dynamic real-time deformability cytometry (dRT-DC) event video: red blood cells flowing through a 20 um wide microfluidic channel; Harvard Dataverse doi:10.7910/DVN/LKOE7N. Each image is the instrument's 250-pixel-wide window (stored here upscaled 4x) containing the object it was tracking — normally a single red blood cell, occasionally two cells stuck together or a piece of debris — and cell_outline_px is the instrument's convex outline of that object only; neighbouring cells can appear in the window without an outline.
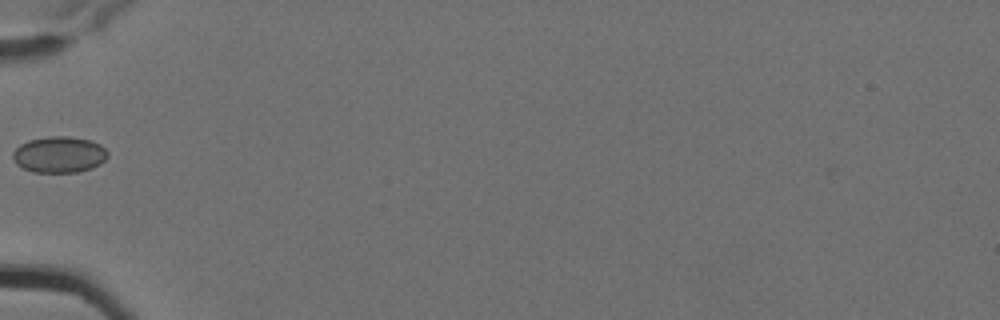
{"species": "Egyptian fruit bat (a non-hibernating species)", "species_latin": "Rousettus aegyptiacus", "temperature_condition": "cold", "stored_images_in_passage": 3, "camera_frame_rate_fps": 3000, "um_per_image_px": 0.085, "animal": {"sex": "female"}, "frame": {"image": 1, "passage_image": 3, "time_ms": 0.667, "image_size_px": [1000, 320], "cell_outline_px": [[108, 156], [100, 164], [92, 168], [76, 172], [32, 172], [16, 164], [12, 156], [12, 152], [20, 144], [28, 140], [48, 136], [68, 136], [92, 140], [100, 144], [108, 152]], "centroid_in_image_um": [5.03, 13.13], "position_along_channel_um": 80.0, "area_um2": 20.17}}